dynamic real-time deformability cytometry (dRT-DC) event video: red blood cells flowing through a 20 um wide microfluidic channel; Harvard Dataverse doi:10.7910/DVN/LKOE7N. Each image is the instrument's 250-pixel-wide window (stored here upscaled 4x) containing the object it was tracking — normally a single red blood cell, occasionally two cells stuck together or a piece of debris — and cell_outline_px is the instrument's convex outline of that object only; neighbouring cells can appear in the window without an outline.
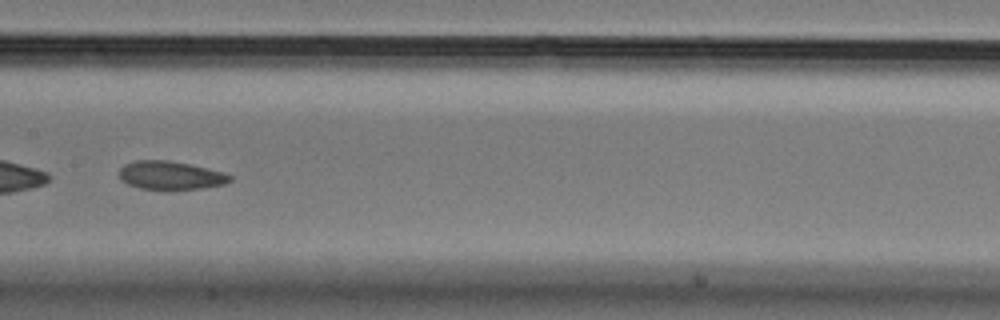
{"species": "Egyptian fruit bat (a non-hibernating species)", "species_latin": "Rousettus aegyptiacus", "temperature_condition": "cold", "stored_images_in_passage": 54, "segment_of_instrument_passage": [2, 2], "camera_frame_rate_fps": 3000, "um_per_image_px": 0.085, "animal": {"sex": "male"}, "frame": {"image": 1, "passage_image": 28, "time_ms": 9.0, "image_size_px": [1000, 320], "cell_outline_px": [[232, 180], [224, 184], [204, 188], [168, 192], [164, 192], [140, 188], [128, 184], [120, 180], [120, 168], [124, 164], [136, 160], [168, 160], [192, 164], [224, 172], [232, 176]], "centroid_in_image_um": [14.51, 14.94], "position_along_channel_um": 192.9, "area_um2": 19.13}}